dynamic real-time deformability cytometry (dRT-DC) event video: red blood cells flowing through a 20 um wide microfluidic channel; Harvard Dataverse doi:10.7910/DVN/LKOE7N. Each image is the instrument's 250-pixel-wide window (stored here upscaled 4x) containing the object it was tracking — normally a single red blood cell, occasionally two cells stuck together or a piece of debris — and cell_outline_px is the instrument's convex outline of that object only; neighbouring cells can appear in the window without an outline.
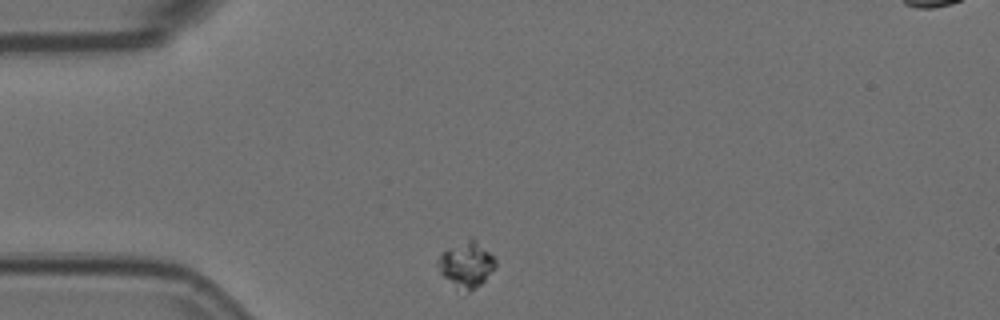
{"species": "Egyptian fruit bat (a non-hibernating species)", "species_latin": "Rousettus aegyptiacus", "temperature_condition": "room temperature", "stored_images_in_passage": 46, "segment_of_instrument_passage": [1, 2], "camera_frame_rate_fps": 3000, "um_per_image_px": 0.085, "animal": {"sex": "female"}, "frame": {"image": 1, "passage_image": 1, "time_ms": 0.0, "image_size_px": [1000, 320], "cell_outline_px": [[496, 268], [480, 284], [468, 292], [444, 276], [440, 272], [436, 264], [436, 260], [448, 248], [472, 236], [496, 260]], "centroid_in_image_um": [39.66, 22.43], "position_along_channel_um": 45.3, "area_um2": 14.8}}
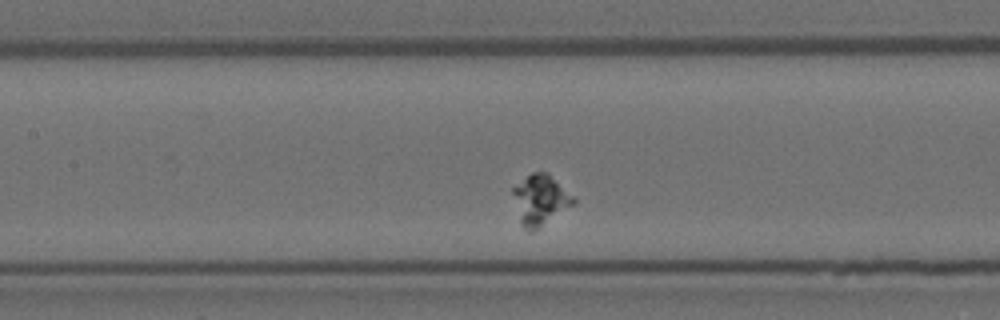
{"frame": {"image": 2, "passage_image": 13, "time_ms": 4.0, "image_size_px": [1000, 320], "cell_outline_px": [[576, 204], [532, 232], [528, 232], [520, 224], [512, 192], [512, 188], [532, 172], [548, 172], [576, 200]], "centroid_in_image_um": [45.92, 17.01], "position_along_channel_um": 161.5, "area_um2": 17.69}}
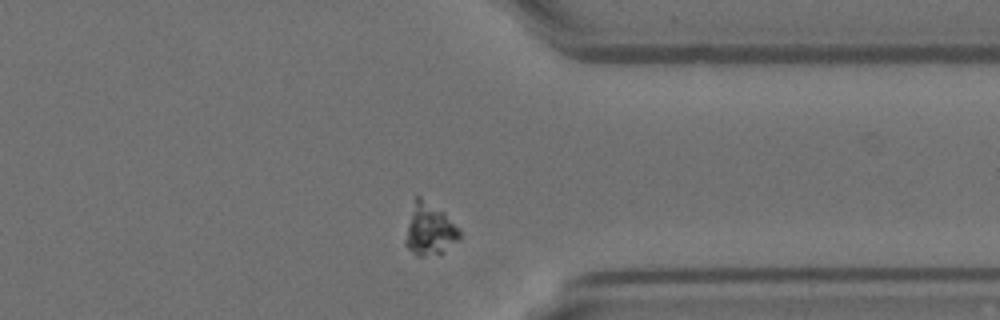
{"frame": {"image": 3, "passage_image": 32, "time_ms": 10.333, "image_size_px": [1000, 320], "cell_outline_px": [[460, 236], [444, 252], [424, 256], [416, 256], [404, 244], [404, 240], [408, 224], [416, 196], [420, 196], [444, 212], [460, 228]], "centroid_in_image_um": [36.52, 19.52], "position_along_channel_um": 374.9, "area_um2": 16.07}}